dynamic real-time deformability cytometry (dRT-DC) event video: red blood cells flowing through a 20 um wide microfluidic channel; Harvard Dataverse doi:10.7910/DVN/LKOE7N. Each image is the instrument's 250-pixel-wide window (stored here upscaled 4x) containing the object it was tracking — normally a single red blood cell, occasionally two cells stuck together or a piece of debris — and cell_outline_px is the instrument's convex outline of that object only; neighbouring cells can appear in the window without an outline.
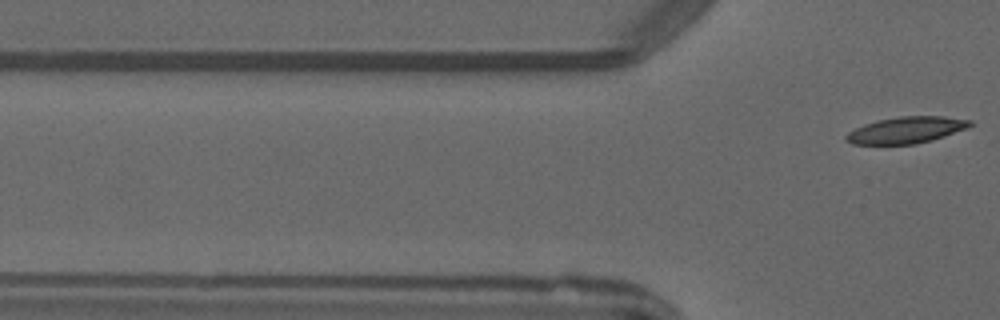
{"species": "common noctule bat (a hibernating species)", "species_latin": "Nyctalus noctula", "temperature_condition": "warm", "stored_images_in_passage": 2, "camera_frame_rate_fps": 3000, "um_per_image_px": 0.085, "animal": {"sex": "male", "forearm_length_mm": 52.5}, "frame": {"image": 1, "passage_image": 2, "time_ms": 1.333, "image_size_px": [1000, 320], "cell_outline_px": [[972, 124], [968, 128], [932, 140], [916, 144], [852, 144], [844, 140], [844, 136], [848, 132], [864, 124], [876, 120], [900, 116], [944, 116], [972, 120]], "centroid_in_image_um": [77.02, 11.05], "position_along_channel_um": 48.8, "area_um2": 19.25}}